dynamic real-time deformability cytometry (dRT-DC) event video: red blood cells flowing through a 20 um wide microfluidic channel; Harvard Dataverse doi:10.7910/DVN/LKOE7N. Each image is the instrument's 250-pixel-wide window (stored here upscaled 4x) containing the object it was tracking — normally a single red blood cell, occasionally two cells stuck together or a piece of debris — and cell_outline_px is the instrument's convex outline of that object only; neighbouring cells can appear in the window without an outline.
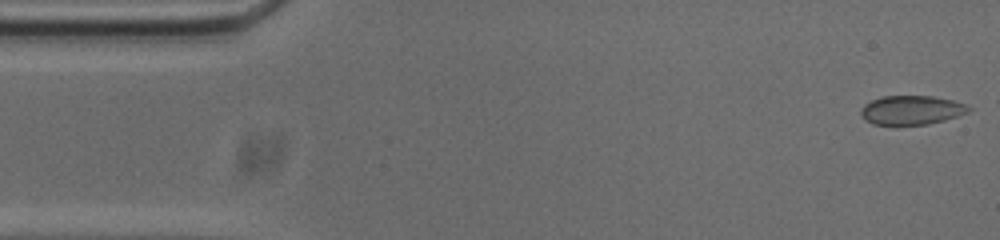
{"species": "common noctule bat (a hibernating species)", "species_latin": "Nyctalus noctula", "temperature_condition": "cold", "stored_images_in_passage": 43, "camera_frame_rate_fps": 3000, "um_per_image_px": 0.085, "animal": {"sex": "male", "body_mass_g": 20.0, "forearm_length_mm": 53.3}, "frame": {"image": 1, "passage_image": 1, "time_ms": 0.0, "image_size_px": [1000, 240], "cell_outline_px": [[972, 108], [968, 112], [944, 120], [928, 124], [896, 128], [872, 124], [864, 120], [860, 112], [860, 108], [864, 104], [872, 100], [884, 96], [932, 96], [952, 100], [964, 104]], "centroid_in_image_um": [77.4, 9.41], "position_along_channel_um": 7.6, "area_um2": 18.9}}
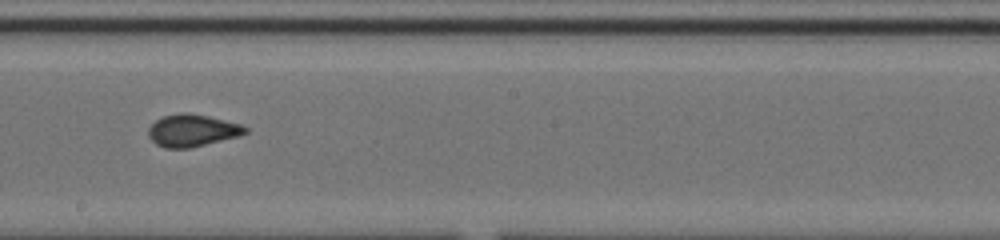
{"frame": {"image": 2, "passage_image": 28, "time_ms": 9.0, "image_size_px": [1000, 240], "cell_outline_px": [[248, 132], [240, 136], [188, 148], [164, 148], [156, 144], [148, 136], [148, 128], [156, 120], [164, 116], [180, 112], [188, 112], [208, 116], [240, 124], [248, 128]], "centroid_in_image_um": [16.33, 11.09], "position_along_channel_um": 231.9, "area_um2": 18.15}}
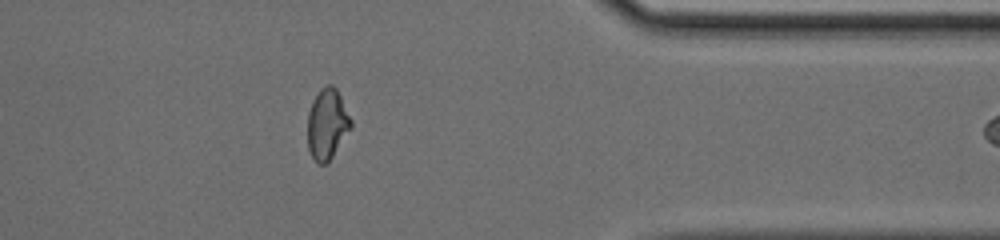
{"frame": {"image": 3, "passage_image": 42, "time_ms": 13.667, "image_size_px": [1000, 240], "cell_outline_px": [[352, 128], [328, 164], [316, 164], [308, 148], [308, 112], [312, 100], [320, 88], [324, 84], [332, 84], [336, 88], [352, 120]], "centroid_in_image_um": [27.81, 10.56], "position_along_channel_um": 383.6, "area_um2": 18.21}}